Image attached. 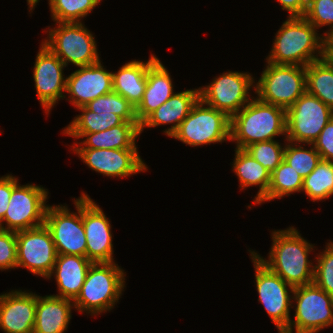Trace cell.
Segmentation results:
<instances>
[{
    "label": "cell",
    "mask_w": 333,
    "mask_h": 333,
    "mask_svg": "<svg viewBox=\"0 0 333 333\" xmlns=\"http://www.w3.org/2000/svg\"><path fill=\"white\" fill-rule=\"evenodd\" d=\"M303 17L316 29L329 26L331 30L333 28V0H308Z\"/></svg>",
    "instance_id": "36"
},
{
    "label": "cell",
    "mask_w": 333,
    "mask_h": 333,
    "mask_svg": "<svg viewBox=\"0 0 333 333\" xmlns=\"http://www.w3.org/2000/svg\"><path fill=\"white\" fill-rule=\"evenodd\" d=\"M199 99V88L175 92L140 124V133L143 132L145 127L155 128L156 126L172 124L170 128L164 130L165 135L170 137L178 129L181 122L188 116Z\"/></svg>",
    "instance_id": "20"
},
{
    "label": "cell",
    "mask_w": 333,
    "mask_h": 333,
    "mask_svg": "<svg viewBox=\"0 0 333 333\" xmlns=\"http://www.w3.org/2000/svg\"><path fill=\"white\" fill-rule=\"evenodd\" d=\"M73 300L37 294L33 333H65L72 318Z\"/></svg>",
    "instance_id": "23"
},
{
    "label": "cell",
    "mask_w": 333,
    "mask_h": 333,
    "mask_svg": "<svg viewBox=\"0 0 333 333\" xmlns=\"http://www.w3.org/2000/svg\"><path fill=\"white\" fill-rule=\"evenodd\" d=\"M102 0H48L54 22H82Z\"/></svg>",
    "instance_id": "31"
},
{
    "label": "cell",
    "mask_w": 333,
    "mask_h": 333,
    "mask_svg": "<svg viewBox=\"0 0 333 333\" xmlns=\"http://www.w3.org/2000/svg\"><path fill=\"white\" fill-rule=\"evenodd\" d=\"M77 110H80L82 113L75 116L73 121L62 132V134L69 135L73 139H77L82 133L105 131L124 122L120 116L111 112L96 113L90 111L86 106H81Z\"/></svg>",
    "instance_id": "28"
},
{
    "label": "cell",
    "mask_w": 333,
    "mask_h": 333,
    "mask_svg": "<svg viewBox=\"0 0 333 333\" xmlns=\"http://www.w3.org/2000/svg\"><path fill=\"white\" fill-rule=\"evenodd\" d=\"M17 268L16 232L0 228V270Z\"/></svg>",
    "instance_id": "37"
},
{
    "label": "cell",
    "mask_w": 333,
    "mask_h": 333,
    "mask_svg": "<svg viewBox=\"0 0 333 333\" xmlns=\"http://www.w3.org/2000/svg\"><path fill=\"white\" fill-rule=\"evenodd\" d=\"M306 91L333 110V62L325 57L306 66Z\"/></svg>",
    "instance_id": "27"
},
{
    "label": "cell",
    "mask_w": 333,
    "mask_h": 333,
    "mask_svg": "<svg viewBox=\"0 0 333 333\" xmlns=\"http://www.w3.org/2000/svg\"><path fill=\"white\" fill-rule=\"evenodd\" d=\"M286 144L274 140L257 142L248 146L245 150L252 155L265 169L272 173L284 160Z\"/></svg>",
    "instance_id": "34"
},
{
    "label": "cell",
    "mask_w": 333,
    "mask_h": 333,
    "mask_svg": "<svg viewBox=\"0 0 333 333\" xmlns=\"http://www.w3.org/2000/svg\"><path fill=\"white\" fill-rule=\"evenodd\" d=\"M38 2H39V0H27V5L29 6L28 8L30 9L29 10L30 13L34 10V8Z\"/></svg>",
    "instance_id": "42"
},
{
    "label": "cell",
    "mask_w": 333,
    "mask_h": 333,
    "mask_svg": "<svg viewBox=\"0 0 333 333\" xmlns=\"http://www.w3.org/2000/svg\"><path fill=\"white\" fill-rule=\"evenodd\" d=\"M65 67L62 60L41 43L34 63L33 79L38 100L46 115L60 99L66 98L64 92L67 78L63 77Z\"/></svg>",
    "instance_id": "15"
},
{
    "label": "cell",
    "mask_w": 333,
    "mask_h": 333,
    "mask_svg": "<svg viewBox=\"0 0 333 333\" xmlns=\"http://www.w3.org/2000/svg\"><path fill=\"white\" fill-rule=\"evenodd\" d=\"M303 178L286 161L271 173L267 194L257 203H265L284 196H290L294 192H302Z\"/></svg>",
    "instance_id": "29"
},
{
    "label": "cell",
    "mask_w": 333,
    "mask_h": 333,
    "mask_svg": "<svg viewBox=\"0 0 333 333\" xmlns=\"http://www.w3.org/2000/svg\"><path fill=\"white\" fill-rule=\"evenodd\" d=\"M287 18L275 34L266 62L306 67L323 58L324 36L304 17Z\"/></svg>",
    "instance_id": "2"
},
{
    "label": "cell",
    "mask_w": 333,
    "mask_h": 333,
    "mask_svg": "<svg viewBox=\"0 0 333 333\" xmlns=\"http://www.w3.org/2000/svg\"><path fill=\"white\" fill-rule=\"evenodd\" d=\"M65 94L74 108L85 106L90 101L113 91L112 72L106 70L101 60L89 66L78 67L66 77Z\"/></svg>",
    "instance_id": "18"
},
{
    "label": "cell",
    "mask_w": 333,
    "mask_h": 333,
    "mask_svg": "<svg viewBox=\"0 0 333 333\" xmlns=\"http://www.w3.org/2000/svg\"><path fill=\"white\" fill-rule=\"evenodd\" d=\"M81 196L86 257L92 263L114 262L110 219L86 193L82 192Z\"/></svg>",
    "instance_id": "16"
},
{
    "label": "cell",
    "mask_w": 333,
    "mask_h": 333,
    "mask_svg": "<svg viewBox=\"0 0 333 333\" xmlns=\"http://www.w3.org/2000/svg\"><path fill=\"white\" fill-rule=\"evenodd\" d=\"M333 117V110L307 91L286 110L285 141L313 144Z\"/></svg>",
    "instance_id": "9"
},
{
    "label": "cell",
    "mask_w": 333,
    "mask_h": 333,
    "mask_svg": "<svg viewBox=\"0 0 333 333\" xmlns=\"http://www.w3.org/2000/svg\"><path fill=\"white\" fill-rule=\"evenodd\" d=\"M293 226L272 231V246L268 260L252 251L272 272L293 288L313 283L314 268L308 260L314 245L305 240Z\"/></svg>",
    "instance_id": "1"
},
{
    "label": "cell",
    "mask_w": 333,
    "mask_h": 333,
    "mask_svg": "<svg viewBox=\"0 0 333 333\" xmlns=\"http://www.w3.org/2000/svg\"><path fill=\"white\" fill-rule=\"evenodd\" d=\"M85 106L96 113L111 112L120 116L126 122H138L135 115V107L114 91L99 96Z\"/></svg>",
    "instance_id": "33"
},
{
    "label": "cell",
    "mask_w": 333,
    "mask_h": 333,
    "mask_svg": "<svg viewBox=\"0 0 333 333\" xmlns=\"http://www.w3.org/2000/svg\"><path fill=\"white\" fill-rule=\"evenodd\" d=\"M17 268H26L47 279L56 262L57 252L52 235L45 224L16 232Z\"/></svg>",
    "instance_id": "14"
},
{
    "label": "cell",
    "mask_w": 333,
    "mask_h": 333,
    "mask_svg": "<svg viewBox=\"0 0 333 333\" xmlns=\"http://www.w3.org/2000/svg\"><path fill=\"white\" fill-rule=\"evenodd\" d=\"M286 123V109L255 97L231 117L230 141L236 143V148L246 149L276 136L286 137Z\"/></svg>",
    "instance_id": "3"
},
{
    "label": "cell",
    "mask_w": 333,
    "mask_h": 333,
    "mask_svg": "<svg viewBox=\"0 0 333 333\" xmlns=\"http://www.w3.org/2000/svg\"><path fill=\"white\" fill-rule=\"evenodd\" d=\"M266 63L261 77L254 83L256 97L287 110L306 92V67Z\"/></svg>",
    "instance_id": "6"
},
{
    "label": "cell",
    "mask_w": 333,
    "mask_h": 333,
    "mask_svg": "<svg viewBox=\"0 0 333 333\" xmlns=\"http://www.w3.org/2000/svg\"><path fill=\"white\" fill-rule=\"evenodd\" d=\"M249 72L228 71L212 82L199 87L200 99L210 107L226 113L230 118L238 113L254 97L249 91L255 88V80Z\"/></svg>",
    "instance_id": "12"
},
{
    "label": "cell",
    "mask_w": 333,
    "mask_h": 333,
    "mask_svg": "<svg viewBox=\"0 0 333 333\" xmlns=\"http://www.w3.org/2000/svg\"><path fill=\"white\" fill-rule=\"evenodd\" d=\"M287 142H285L284 161L292 166L304 179L320 162V154L316 151L313 144H307V146L310 145V149H306L303 145H300V143Z\"/></svg>",
    "instance_id": "32"
},
{
    "label": "cell",
    "mask_w": 333,
    "mask_h": 333,
    "mask_svg": "<svg viewBox=\"0 0 333 333\" xmlns=\"http://www.w3.org/2000/svg\"><path fill=\"white\" fill-rule=\"evenodd\" d=\"M315 259L313 282L333 297V242L329 241Z\"/></svg>",
    "instance_id": "35"
},
{
    "label": "cell",
    "mask_w": 333,
    "mask_h": 333,
    "mask_svg": "<svg viewBox=\"0 0 333 333\" xmlns=\"http://www.w3.org/2000/svg\"><path fill=\"white\" fill-rule=\"evenodd\" d=\"M126 272L115 262L93 263L74 302L78 312L96 316L111 311L125 286Z\"/></svg>",
    "instance_id": "4"
},
{
    "label": "cell",
    "mask_w": 333,
    "mask_h": 333,
    "mask_svg": "<svg viewBox=\"0 0 333 333\" xmlns=\"http://www.w3.org/2000/svg\"><path fill=\"white\" fill-rule=\"evenodd\" d=\"M74 204L77 213L69 211L66 205H48L44 224L52 235L57 254L86 257L81 195Z\"/></svg>",
    "instance_id": "11"
},
{
    "label": "cell",
    "mask_w": 333,
    "mask_h": 333,
    "mask_svg": "<svg viewBox=\"0 0 333 333\" xmlns=\"http://www.w3.org/2000/svg\"><path fill=\"white\" fill-rule=\"evenodd\" d=\"M173 87L170 73L160 59H157L148 68L147 85L143 99L135 108L139 124L175 93Z\"/></svg>",
    "instance_id": "22"
},
{
    "label": "cell",
    "mask_w": 333,
    "mask_h": 333,
    "mask_svg": "<svg viewBox=\"0 0 333 333\" xmlns=\"http://www.w3.org/2000/svg\"><path fill=\"white\" fill-rule=\"evenodd\" d=\"M151 54L148 61L132 60L112 72L113 91L123 96L135 108L143 99L148 68L158 59Z\"/></svg>",
    "instance_id": "24"
},
{
    "label": "cell",
    "mask_w": 333,
    "mask_h": 333,
    "mask_svg": "<svg viewBox=\"0 0 333 333\" xmlns=\"http://www.w3.org/2000/svg\"><path fill=\"white\" fill-rule=\"evenodd\" d=\"M323 36H324V57L333 62V28L328 31L326 30Z\"/></svg>",
    "instance_id": "41"
},
{
    "label": "cell",
    "mask_w": 333,
    "mask_h": 333,
    "mask_svg": "<svg viewBox=\"0 0 333 333\" xmlns=\"http://www.w3.org/2000/svg\"><path fill=\"white\" fill-rule=\"evenodd\" d=\"M308 0H278L282 10L289 13L288 17H303L307 9Z\"/></svg>",
    "instance_id": "40"
},
{
    "label": "cell",
    "mask_w": 333,
    "mask_h": 333,
    "mask_svg": "<svg viewBox=\"0 0 333 333\" xmlns=\"http://www.w3.org/2000/svg\"><path fill=\"white\" fill-rule=\"evenodd\" d=\"M18 178L7 174L0 177V223L2 222L8 203L12 194V189L19 183Z\"/></svg>",
    "instance_id": "39"
},
{
    "label": "cell",
    "mask_w": 333,
    "mask_h": 333,
    "mask_svg": "<svg viewBox=\"0 0 333 333\" xmlns=\"http://www.w3.org/2000/svg\"><path fill=\"white\" fill-rule=\"evenodd\" d=\"M232 171L238 176L239 187L244 188L259 186V191L253 199L257 204L268 191L271 173L256 161L245 149L235 148Z\"/></svg>",
    "instance_id": "26"
},
{
    "label": "cell",
    "mask_w": 333,
    "mask_h": 333,
    "mask_svg": "<svg viewBox=\"0 0 333 333\" xmlns=\"http://www.w3.org/2000/svg\"><path fill=\"white\" fill-rule=\"evenodd\" d=\"M57 27L49 28L47 46L62 62L78 67L89 66L100 61L95 37L82 22H56Z\"/></svg>",
    "instance_id": "5"
},
{
    "label": "cell",
    "mask_w": 333,
    "mask_h": 333,
    "mask_svg": "<svg viewBox=\"0 0 333 333\" xmlns=\"http://www.w3.org/2000/svg\"><path fill=\"white\" fill-rule=\"evenodd\" d=\"M248 251L255 269L258 301L264 306L278 333H282L291 320L293 294L290 293H293L294 288L264 265L251 250Z\"/></svg>",
    "instance_id": "10"
},
{
    "label": "cell",
    "mask_w": 333,
    "mask_h": 333,
    "mask_svg": "<svg viewBox=\"0 0 333 333\" xmlns=\"http://www.w3.org/2000/svg\"><path fill=\"white\" fill-rule=\"evenodd\" d=\"M140 134V124L138 122L124 121L122 124L105 131L82 133L77 140L84 139L81 142L74 143L71 147L90 149H137L136 139Z\"/></svg>",
    "instance_id": "25"
},
{
    "label": "cell",
    "mask_w": 333,
    "mask_h": 333,
    "mask_svg": "<svg viewBox=\"0 0 333 333\" xmlns=\"http://www.w3.org/2000/svg\"><path fill=\"white\" fill-rule=\"evenodd\" d=\"M48 190L34 184H17L12 189L8 208L0 228L21 231L44 224L48 204ZM4 222L6 223L4 226Z\"/></svg>",
    "instance_id": "13"
},
{
    "label": "cell",
    "mask_w": 333,
    "mask_h": 333,
    "mask_svg": "<svg viewBox=\"0 0 333 333\" xmlns=\"http://www.w3.org/2000/svg\"><path fill=\"white\" fill-rule=\"evenodd\" d=\"M313 145L320 154L321 160L333 162V117L322 129Z\"/></svg>",
    "instance_id": "38"
},
{
    "label": "cell",
    "mask_w": 333,
    "mask_h": 333,
    "mask_svg": "<svg viewBox=\"0 0 333 333\" xmlns=\"http://www.w3.org/2000/svg\"><path fill=\"white\" fill-rule=\"evenodd\" d=\"M292 294L295 319L282 333H293V329L295 333H318L333 325V297L326 291L313 282L295 287Z\"/></svg>",
    "instance_id": "8"
},
{
    "label": "cell",
    "mask_w": 333,
    "mask_h": 333,
    "mask_svg": "<svg viewBox=\"0 0 333 333\" xmlns=\"http://www.w3.org/2000/svg\"><path fill=\"white\" fill-rule=\"evenodd\" d=\"M207 106V107H205ZM231 118L199 99L170 137L192 147L230 141Z\"/></svg>",
    "instance_id": "7"
},
{
    "label": "cell",
    "mask_w": 333,
    "mask_h": 333,
    "mask_svg": "<svg viewBox=\"0 0 333 333\" xmlns=\"http://www.w3.org/2000/svg\"><path fill=\"white\" fill-rule=\"evenodd\" d=\"M37 294L12 290L0 294V329L4 333H33Z\"/></svg>",
    "instance_id": "19"
},
{
    "label": "cell",
    "mask_w": 333,
    "mask_h": 333,
    "mask_svg": "<svg viewBox=\"0 0 333 333\" xmlns=\"http://www.w3.org/2000/svg\"><path fill=\"white\" fill-rule=\"evenodd\" d=\"M92 264L87 257L57 254L56 262L47 278L55 277L59 295L54 294V296L74 301L81 292Z\"/></svg>",
    "instance_id": "21"
},
{
    "label": "cell",
    "mask_w": 333,
    "mask_h": 333,
    "mask_svg": "<svg viewBox=\"0 0 333 333\" xmlns=\"http://www.w3.org/2000/svg\"><path fill=\"white\" fill-rule=\"evenodd\" d=\"M89 168L107 177L126 178L147 171L137 149L72 148Z\"/></svg>",
    "instance_id": "17"
},
{
    "label": "cell",
    "mask_w": 333,
    "mask_h": 333,
    "mask_svg": "<svg viewBox=\"0 0 333 333\" xmlns=\"http://www.w3.org/2000/svg\"><path fill=\"white\" fill-rule=\"evenodd\" d=\"M302 192L313 202L329 199L333 195V162L320 160L303 179Z\"/></svg>",
    "instance_id": "30"
}]
</instances>
